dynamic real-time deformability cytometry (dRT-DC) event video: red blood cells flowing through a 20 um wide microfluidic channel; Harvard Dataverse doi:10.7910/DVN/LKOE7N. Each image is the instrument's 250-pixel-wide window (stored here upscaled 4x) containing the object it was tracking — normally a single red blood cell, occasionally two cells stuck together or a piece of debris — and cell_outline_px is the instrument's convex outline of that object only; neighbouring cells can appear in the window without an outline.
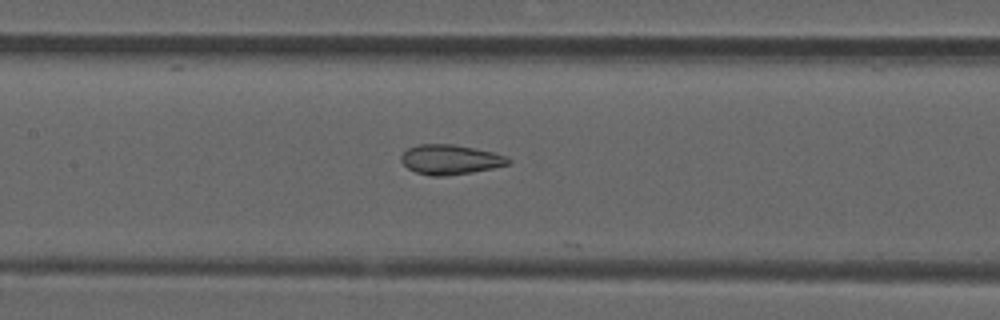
{"species": "common noctule bat (a hibernating species)", "species_latin": "Nyctalus noctula", "temperature_condition": "room temperature", "stored_images_in_passage": 13, "camera_frame_rate_fps": 3000, "um_per_image_px": 0.085, "animal": {"sex": "male", "forearm_length_mm": 52.5}, "frame": {"image": 1, "passage_image": 12, "time_ms": 3.667, "image_size_px": [1000, 320], "cell_outline_px": [[512, 160], [508, 164], [492, 168], [472, 172], [444, 176], [432, 176], [416, 172], [408, 168], [400, 160], [400, 156], [408, 148], [420, 144], [452, 144], [492, 152], [508, 156]], "centroid_in_image_um": [38.27, 13.56], "position_along_channel_um": 169.1, "area_um2": 18.44}}